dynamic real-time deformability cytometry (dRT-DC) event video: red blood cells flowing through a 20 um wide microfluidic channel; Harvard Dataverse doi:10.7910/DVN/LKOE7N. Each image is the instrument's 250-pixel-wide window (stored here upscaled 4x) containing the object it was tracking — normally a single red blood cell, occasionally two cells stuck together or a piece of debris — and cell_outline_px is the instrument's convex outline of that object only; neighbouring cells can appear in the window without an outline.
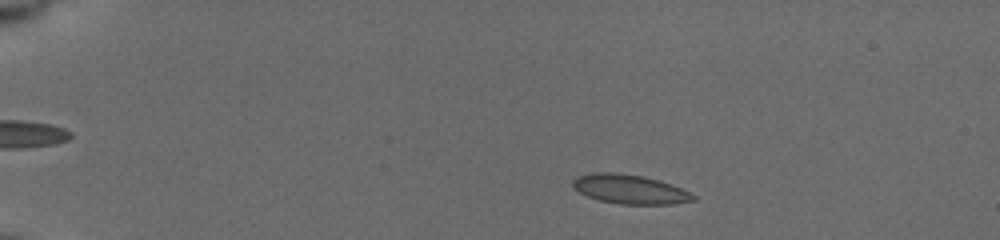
{"species": "common noctule bat (a hibernating species)", "species_latin": "Nyctalus noctula", "temperature_condition": "cold", "stored_images_in_passage": 53, "camera_frame_rate_fps": 3000, "um_per_image_px": 0.085, "animal": {"sex": "female", "body_mass_g": 19.5, "forearm_length_mm": 54.1}, "frame": {"image": 1, "passage_image": 8, "time_ms": 2.333, "image_size_px": [1000, 240], "cell_outline_px": [[696, 200], [672, 204], [620, 204], [600, 200], [588, 196], [572, 188], [572, 180], [576, 176], [592, 172], [612, 172], [644, 176], [660, 180], [680, 188], [696, 196]], "centroid_in_image_um": [53.5, 16.07], "position_along_channel_um": 31.5, "area_um2": 20.52}}
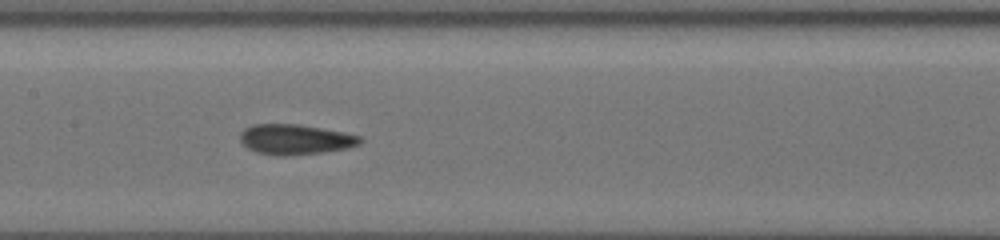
{"frame": {"image": 2, "passage_image": 27, "time_ms": 8.667, "image_size_px": [1000, 240], "cell_outline_px": [[364, 140], [360, 144], [348, 148], [292, 156], [280, 156], [256, 152], [248, 148], [240, 140], [240, 132], [244, 128], [252, 124], [300, 124], [344, 132], [360, 136]], "centroid_in_image_um": [25.1, 11.84], "position_along_channel_um": 182.3, "area_um2": 21.27}}
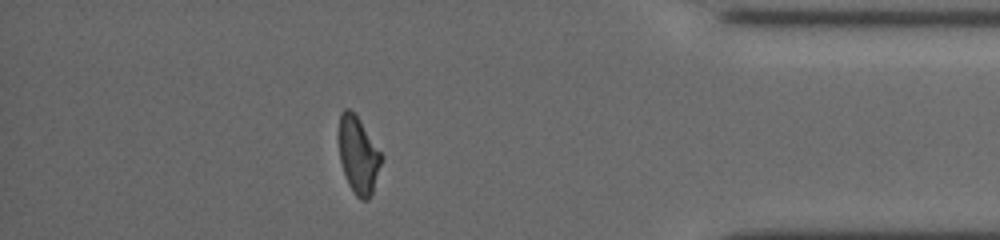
{"frame": {"image": 3, "passage_image": 47, "time_ms": 15.333, "image_size_px": [1000, 240], "cell_outline_px": [[384, 156], [372, 192], [368, 200], [360, 200], [356, 196], [348, 184], [340, 160], [336, 136], [340, 112], [344, 108], [348, 108], [360, 120]], "centroid_in_image_um": [30.42, 13.15], "position_along_channel_um": 404.8, "area_um2": 19.54}, "authors_computed_cell_mechanics": {"area_um2": 20.1722, "velocity_mm_per_s": 3.7576, "shape_relaxation_time_tau1_ms": 3.8461, "shape_relaxation_time_tau2_ms": 1.762, "deformation_change_tau1": 0.1425, "deformation_change_tau2": 0.0851}}